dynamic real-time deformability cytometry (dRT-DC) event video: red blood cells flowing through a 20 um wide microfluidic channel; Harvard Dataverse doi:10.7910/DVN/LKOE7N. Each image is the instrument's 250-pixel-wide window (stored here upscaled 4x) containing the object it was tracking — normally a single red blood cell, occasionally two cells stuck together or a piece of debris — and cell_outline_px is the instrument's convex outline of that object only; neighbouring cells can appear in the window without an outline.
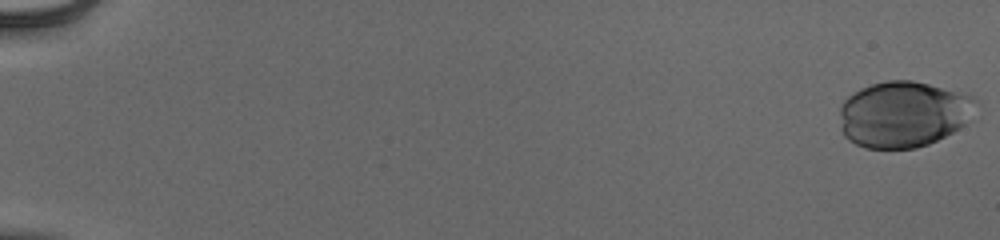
{"species": "human", "species_latin": "Homo sapiens", "temperature_condition": "cold", "stored_images_in_passage": 48, "camera_frame_rate_fps": 3000, "um_per_image_px": 0.085, "donor": {"sex": "male"}, "frame": {"image": 1, "passage_image": 1, "time_ms": 0.0, "image_size_px": [1000, 240], "cell_outline_px": [[980, 104], [964, 124], [952, 132], [928, 144], [916, 148], [864, 148], [848, 140], [844, 136], [840, 128], [840, 104], [848, 96], [860, 88], [872, 84], [888, 80], [912, 80], [928, 84], [972, 96]], "centroid_in_image_um": [76.75, 9.71], "position_along_channel_um": 8.2, "area_um2": 52.48}}
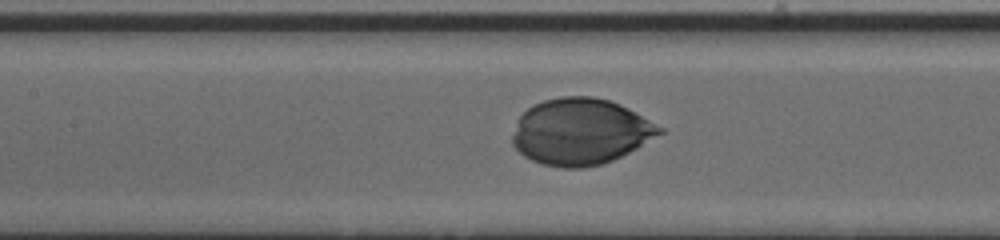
{"frame": {"image": 2, "passage_image": 28, "time_ms": 9.0, "image_size_px": [1000, 240], "cell_outline_px": [[664, 132], [636, 148], [604, 164], [584, 168], [560, 168], [540, 164], [524, 156], [512, 144], [512, 136], [520, 116], [532, 104], [544, 100], [564, 96], [592, 96], [608, 100], [620, 104], [628, 108], [664, 128]], "centroid_in_image_um": [49.33, 11.2], "position_along_channel_um": 158.1, "area_um2": 56.76}}
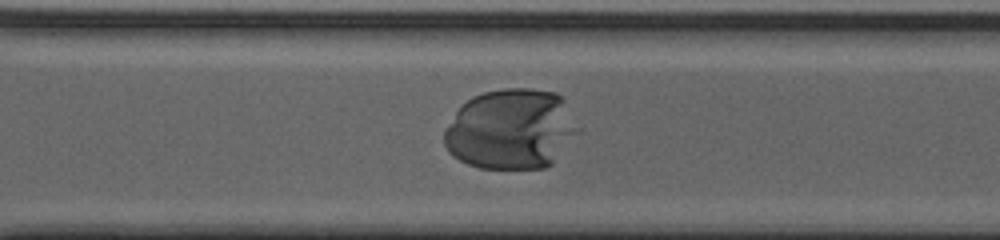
{"frame": {"image": 3, "passage_image": 41, "time_ms": 13.333, "image_size_px": [1000, 240], "cell_outline_px": [[564, 100], [552, 164], [544, 168], [480, 168], [468, 164], [452, 156], [448, 152], [444, 144], [444, 132], [460, 104], [472, 96], [484, 92], [504, 88], [532, 88], [556, 92]], "centroid_in_image_um": [43.02, 10.95], "position_along_channel_um": 327.6, "area_um2": 57.92}}